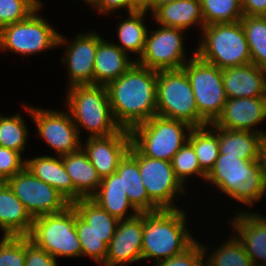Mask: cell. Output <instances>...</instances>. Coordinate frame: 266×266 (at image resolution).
Wrapping results in <instances>:
<instances>
[{"label": "cell", "mask_w": 266, "mask_h": 266, "mask_svg": "<svg viewBox=\"0 0 266 266\" xmlns=\"http://www.w3.org/2000/svg\"><path fill=\"white\" fill-rule=\"evenodd\" d=\"M231 225L254 266H266V217L242 210Z\"/></svg>", "instance_id": "obj_19"}, {"label": "cell", "mask_w": 266, "mask_h": 266, "mask_svg": "<svg viewBox=\"0 0 266 266\" xmlns=\"http://www.w3.org/2000/svg\"><path fill=\"white\" fill-rule=\"evenodd\" d=\"M173 0H152V13L160 6L167 4Z\"/></svg>", "instance_id": "obj_47"}, {"label": "cell", "mask_w": 266, "mask_h": 266, "mask_svg": "<svg viewBox=\"0 0 266 266\" xmlns=\"http://www.w3.org/2000/svg\"><path fill=\"white\" fill-rule=\"evenodd\" d=\"M33 118L38 134L57 156L78 151L82 147L80 134L68 112L25 106Z\"/></svg>", "instance_id": "obj_14"}, {"label": "cell", "mask_w": 266, "mask_h": 266, "mask_svg": "<svg viewBox=\"0 0 266 266\" xmlns=\"http://www.w3.org/2000/svg\"><path fill=\"white\" fill-rule=\"evenodd\" d=\"M27 237L55 259L62 256H82L72 204L61 212L33 218L32 228Z\"/></svg>", "instance_id": "obj_8"}, {"label": "cell", "mask_w": 266, "mask_h": 266, "mask_svg": "<svg viewBox=\"0 0 266 266\" xmlns=\"http://www.w3.org/2000/svg\"><path fill=\"white\" fill-rule=\"evenodd\" d=\"M77 214L87 222L108 246L113 238L119 219L110 215L91 198H81L72 203Z\"/></svg>", "instance_id": "obj_29"}, {"label": "cell", "mask_w": 266, "mask_h": 266, "mask_svg": "<svg viewBox=\"0 0 266 266\" xmlns=\"http://www.w3.org/2000/svg\"><path fill=\"white\" fill-rule=\"evenodd\" d=\"M227 99L266 97V69L252 63L222 70Z\"/></svg>", "instance_id": "obj_20"}, {"label": "cell", "mask_w": 266, "mask_h": 266, "mask_svg": "<svg viewBox=\"0 0 266 266\" xmlns=\"http://www.w3.org/2000/svg\"><path fill=\"white\" fill-rule=\"evenodd\" d=\"M21 115L3 116L0 114V146L18 152L25 151L27 127Z\"/></svg>", "instance_id": "obj_36"}, {"label": "cell", "mask_w": 266, "mask_h": 266, "mask_svg": "<svg viewBox=\"0 0 266 266\" xmlns=\"http://www.w3.org/2000/svg\"><path fill=\"white\" fill-rule=\"evenodd\" d=\"M138 162L141 180L149 200L160 209H177L173 199L184 194L182 183L177 179L172 164L167 160L143 156L132 144L128 151Z\"/></svg>", "instance_id": "obj_11"}, {"label": "cell", "mask_w": 266, "mask_h": 266, "mask_svg": "<svg viewBox=\"0 0 266 266\" xmlns=\"http://www.w3.org/2000/svg\"><path fill=\"white\" fill-rule=\"evenodd\" d=\"M262 17L265 19L266 21V12L262 15Z\"/></svg>", "instance_id": "obj_50"}, {"label": "cell", "mask_w": 266, "mask_h": 266, "mask_svg": "<svg viewBox=\"0 0 266 266\" xmlns=\"http://www.w3.org/2000/svg\"><path fill=\"white\" fill-rule=\"evenodd\" d=\"M99 13H111L115 10L127 8L128 13L131 12V0H96L92 5Z\"/></svg>", "instance_id": "obj_43"}, {"label": "cell", "mask_w": 266, "mask_h": 266, "mask_svg": "<svg viewBox=\"0 0 266 266\" xmlns=\"http://www.w3.org/2000/svg\"><path fill=\"white\" fill-rule=\"evenodd\" d=\"M25 266H57V261L25 236Z\"/></svg>", "instance_id": "obj_42"}, {"label": "cell", "mask_w": 266, "mask_h": 266, "mask_svg": "<svg viewBox=\"0 0 266 266\" xmlns=\"http://www.w3.org/2000/svg\"><path fill=\"white\" fill-rule=\"evenodd\" d=\"M147 12H129L128 19L120 20L118 24V37L122 45L116 44L122 51L132 52L140 58L144 51L148 29L143 24Z\"/></svg>", "instance_id": "obj_30"}, {"label": "cell", "mask_w": 266, "mask_h": 266, "mask_svg": "<svg viewBox=\"0 0 266 266\" xmlns=\"http://www.w3.org/2000/svg\"><path fill=\"white\" fill-rule=\"evenodd\" d=\"M33 218L7 183L0 186V228L3 236H27Z\"/></svg>", "instance_id": "obj_23"}, {"label": "cell", "mask_w": 266, "mask_h": 266, "mask_svg": "<svg viewBox=\"0 0 266 266\" xmlns=\"http://www.w3.org/2000/svg\"><path fill=\"white\" fill-rule=\"evenodd\" d=\"M41 4L40 0H0V29L26 19Z\"/></svg>", "instance_id": "obj_38"}, {"label": "cell", "mask_w": 266, "mask_h": 266, "mask_svg": "<svg viewBox=\"0 0 266 266\" xmlns=\"http://www.w3.org/2000/svg\"><path fill=\"white\" fill-rule=\"evenodd\" d=\"M258 162L262 171L263 181L266 187V135L262 137L259 144Z\"/></svg>", "instance_id": "obj_45"}, {"label": "cell", "mask_w": 266, "mask_h": 266, "mask_svg": "<svg viewBox=\"0 0 266 266\" xmlns=\"http://www.w3.org/2000/svg\"><path fill=\"white\" fill-rule=\"evenodd\" d=\"M42 4L26 19L0 29V49L21 55H34L57 47L59 33L39 16Z\"/></svg>", "instance_id": "obj_10"}, {"label": "cell", "mask_w": 266, "mask_h": 266, "mask_svg": "<svg viewBox=\"0 0 266 266\" xmlns=\"http://www.w3.org/2000/svg\"><path fill=\"white\" fill-rule=\"evenodd\" d=\"M185 213L180 208L143 213L142 259L158 263L181 254L196 241L185 227Z\"/></svg>", "instance_id": "obj_2"}, {"label": "cell", "mask_w": 266, "mask_h": 266, "mask_svg": "<svg viewBox=\"0 0 266 266\" xmlns=\"http://www.w3.org/2000/svg\"><path fill=\"white\" fill-rule=\"evenodd\" d=\"M66 100V109L78 133L81 132L79 127H83L90 133L89 137H105L121 129L113 117L106 86L98 84L71 86L68 88Z\"/></svg>", "instance_id": "obj_4"}, {"label": "cell", "mask_w": 266, "mask_h": 266, "mask_svg": "<svg viewBox=\"0 0 266 266\" xmlns=\"http://www.w3.org/2000/svg\"><path fill=\"white\" fill-rule=\"evenodd\" d=\"M245 16H262L266 12V0H241Z\"/></svg>", "instance_id": "obj_44"}, {"label": "cell", "mask_w": 266, "mask_h": 266, "mask_svg": "<svg viewBox=\"0 0 266 266\" xmlns=\"http://www.w3.org/2000/svg\"><path fill=\"white\" fill-rule=\"evenodd\" d=\"M158 72L137 62L118 79L106 85L116 123L131 130L156 115Z\"/></svg>", "instance_id": "obj_1"}, {"label": "cell", "mask_w": 266, "mask_h": 266, "mask_svg": "<svg viewBox=\"0 0 266 266\" xmlns=\"http://www.w3.org/2000/svg\"><path fill=\"white\" fill-rule=\"evenodd\" d=\"M127 55L113 42H107L102 38L94 58L93 84L106 86L122 76L136 62Z\"/></svg>", "instance_id": "obj_22"}, {"label": "cell", "mask_w": 266, "mask_h": 266, "mask_svg": "<svg viewBox=\"0 0 266 266\" xmlns=\"http://www.w3.org/2000/svg\"><path fill=\"white\" fill-rule=\"evenodd\" d=\"M0 266H25V236L1 237Z\"/></svg>", "instance_id": "obj_39"}, {"label": "cell", "mask_w": 266, "mask_h": 266, "mask_svg": "<svg viewBox=\"0 0 266 266\" xmlns=\"http://www.w3.org/2000/svg\"><path fill=\"white\" fill-rule=\"evenodd\" d=\"M37 156L26 159L25 167L38 179L57 189L71 204L74 202V185L65 170L62 156Z\"/></svg>", "instance_id": "obj_24"}, {"label": "cell", "mask_w": 266, "mask_h": 266, "mask_svg": "<svg viewBox=\"0 0 266 266\" xmlns=\"http://www.w3.org/2000/svg\"><path fill=\"white\" fill-rule=\"evenodd\" d=\"M266 119V97H244L227 99L222 113L213 123L226 130H241L260 133L253 127Z\"/></svg>", "instance_id": "obj_18"}, {"label": "cell", "mask_w": 266, "mask_h": 266, "mask_svg": "<svg viewBox=\"0 0 266 266\" xmlns=\"http://www.w3.org/2000/svg\"><path fill=\"white\" fill-rule=\"evenodd\" d=\"M250 55L251 63L266 69V21L262 16H245L241 18Z\"/></svg>", "instance_id": "obj_32"}, {"label": "cell", "mask_w": 266, "mask_h": 266, "mask_svg": "<svg viewBox=\"0 0 266 266\" xmlns=\"http://www.w3.org/2000/svg\"><path fill=\"white\" fill-rule=\"evenodd\" d=\"M207 257L206 266H254L237 236H233Z\"/></svg>", "instance_id": "obj_34"}, {"label": "cell", "mask_w": 266, "mask_h": 266, "mask_svg": "<svg viewBox=\"0 0 266 266\" xmlns=\"http://www.w3.org/2000/svg\"><path fill=\"white\" fill-rule=\"evenodd\" d=\"M86 2V4H90L91 6L96 2V0H83Z\"/></svg>", "instance_id": "obj_48"}, {"label": "cell", "mask_w": 266, "mask_h": 266, "mask_svg": "<svg viewBox=\"0 0 266 266\" xmlns=\"http://www.w3.org/2000/svg\"><path fill=\"white\" fill-rule=\"evenodd\" d=\"M218 133L219 154L238 156L244 160H258L259 144L263 137L260 133L241 130H226L210 125Z\"/></svg>", "instance_id": "obj_28"}, {"label": "cell", "mask_w": 266, "mask_h": 266, "mask_svg": "<svg viewBox=\"0 0 266 266\" xmlns=\"http://www.w3.org/2000/svg\"><path fill=\"white\" fill-rule=\"evenodd\" d=\"M207 126L192 128L187 141L206 175L213 169L219 155L218 133L215 129L208 130Z\"/></svg>", "instance_id": "obj_31"}, {"label": "cell", "mask_w": 266, "mask_h": 266, "mask_svg": "<svg viewBox=\"0 0 266 266\" xmlns=\"http://www.w3.org/2000/svg\"><path fill=\"white\" fill-rule=\"evenodd\" d=\"M101 208L119 220L130 219L139 214L123 190L122 177L116 172L102 178L98 191L91 197ZM133 209L129 216L128 209Z\"/></svg>", "instance_id": "obj_26"}, {"label": "cell", "mask_w": 266, "mask_h": 266, "mask_svg": "<svg viewBox=\"0 0 266 266\" xmlns=\"http://www.w3.org/2000/svg\"><path fill=\"white\" fill-rule=\"evenodd\" d=\"M133 11L152 13V0H131V12Z\"/></svg>", "instance_id": "obj_46"}, {"label": "cell", "mask_w": 266, "mask_h": 266, "mask_svg": "<svg viewBox=\"0 0 266 266\" xmlns=\"http://www.w3.org/2000/svg\"><path fill=\"white\" fill-rule=\"evenodd\" d=\"M64 167L74 185V202L91 198L101 184L102 178L81 147L78 151L62 156Z\"/></svg>", "instance_id": "obj_21"}, {"label": "cell", "mask_w": 266, "mask_h": 266, "mask_svg": "<svg viewBox=\"0 0 266 266\" xmlns=\"http://www.w3.org/2000/svg\"><path fill=\"white\" fill-rule=\"evenodd\" d=\"M75 228L82 248V256H90L98 263H104L107 256V245L91 226L75 210Z\"/></svg>", "instance_id": "obj_35"}, {"label": "cell", "mask_w": 266, "mask_h": 266, "mask_svg": "<svg viewBox=\"0 0 266 266\" xmlns=\"http://www.w3.org/2000/svg\"><path fill=\"white\" fill-rule=\"evenodd\" d=\"M204 38L195 54L220 69L251 63L250 50L241 21L218 23L203 28Z\"/></svg>", "instance_id": "obj_5"}, {"label": "cell", "mask_w": 266, "mask_h": 266, "mask_svg": "<svg viewBox=\"0 0 266 266\" xmlns=\"http://www.w3.org/2000/svg\"><path fill=\"white\" fill-rule=\"evenodd\" d=\"M116 173L122 177L123 190L128 200L139 213L158 211L149 200L148 193L142 183L137 160L127 152L120 160Z\"/></svg>", "instance_id": "obj_27"}, {"label": "cell", "mask_w": 266, "mask_h": 266, "mask_svg": "<svg viewBox=\"0 0 266 266\" xmlns=\"http://www.w3.org/2000/svg\"><path fill=\"white\" fill-rule=\"evenodd\" d=\"M102 39L97 32L79 34L70 43L59 33L57 47L67 44L66 55L62 63L68 67L69 87L75 85L93 84V66L97 46ZM66 42V43H65ZM61 44V45H60Z\"/></svg>", "instance_id": "obj_15"}, {"label": "cell", "mask_w": 266, "mask_h": 266, "mask_svg": "<svg viewBox=\"0 0 266 266\" xmlns=\"http://www.w3.org/2000/svg\"><path fill=\"white\" fill-rule=\"evenodd\" d=\"M83 150L101 178L115 173L120 160L131 146L130 130L121 128L105 137H87Z\"/></svg>", "instance_id": "obj_16"}, {"label": "cell", "mask_w": 266, "mask_h": 266, "mask_svg": "<svg viewBox=\"0 0 266 266\" xmlns=\"http://www.w3.org/2000/svg\"><path fill=\"white\" fill-rule=\"evenodd\" d=\"M182 69L190 80L199 116L208 125L214 123L227 102L222 69L195 53Z\"/></svg>", "instance_id": "obj_9"}, {"label": "cell", "mask_w": 266, "mask_h": 266, "mask_svg": "<svg viewBox=\"0 0 266 266\" xmlns=\"http://www.w3.org/2000/svg\"><path fill=\"white\" fill-rule=\"evenodd\" d=\"M143 213L120 220L107 247L105 266H124L142 260Z\"/></svg>", "instance_id": "obj_17"}, {"label": "cell", "mask_w": 266, "mask_h": 266, "mask_svg": "<svg viewBox=\"0 0 266 266\" xmlns=\"http://www.w3.org/2000/svg\"><path fill=\"white\" fill-rule=\"evenodd\" d=\"M149 32L144 51L136 62L157 72L182 69L187 63L181 36L183 30L160 25L157 30Z\"/></svg>", "instance_id": "obj_13"}, {"label": "cell", "mask_w": 266, "mask_h": 266, "mask_svg": "<svg viewBox=\"0 0 266 266\" xmlns=\"http://www.w3.org/2000/svg\"><path fill=\"white\" fill-rule=\"evenodd\" d=\"M206 181L239 203L252 206L266 194L258 160H244L238 156L219 154Z\"/></svg>", "instance_id": "obj_3"}, {"label": "cell", "mask_w": 266, "mask_h": 266, "mask_svg": "<svg viewBox=\"0 0 266 266\" xmlns=\"http://www.w3.org/2000/svg\"><path fill=\"white\" fill-rule=\"evenodd\" d=\"M153 17L161 26L186 30L193 25L205 27L200 0H173L158 7Z\"/></svg>", "instance_id": "obj_25"}, {"label": "cell", "mask_w": 266, "mask_h": 266, "mask_svg": "<svg viewBox=\"0 0 266 266\" xmlns=\"http://www.w3.org/2000/svg\"><path fill=\"white\" fill-rule=\"evenodd\" d=\"M171 164L177 179L183 186L186 178L194 174L206 180L207 175L201 170L194 149L188 142L173 156Z\"/></svg>", "instance_id": "obj_37"}, {"label": "cell", "mask_w": 266, "mask_h": 266, "mask_svg": "<svg viewBox=\"0 0 266 266\" xmlns=\"http://www.w3.org/2000/svg\"><path fill=\"white\" fill-rule=\"evenodd\" d=\"M192 128L186 122L155 115L130 130L131 144L145 157L171 162Z\"/></svg>", "instance_id": "obj_6"}, {"label": "cell", "mask_w": 266, "mask_h": 266, "mask_svg": "<svg viewBox=\"0 0 266 266\" xmlns=\"http://www.w3.org/2000/svg\"><path fill=\"white\" fill-rule=\"evenodd\" d=\"M205 26L238 22L243 17L241 0H200Z\"/></svg>", "instance_id": "obj_33"}, {"label": "cell", "mask_w": 266, "mask_h": 266, "mask_svg": "<svg viewBox=\"0 0 266 266\" xmlns=\"http://www.w3.org/2000/svg\"><path fill=\"white\" fill-rule=\"evenodd\" d=\"M6 183L32 218L58 213L71 205L57 189L35 177L26 167Z\"/></svg>", "instance_id": "obj_12"}, {"label": "cell", "mask_w": 266, "mask_h": 266, "mask_svg": "<svg viewBox=\"0 0 266 266\" xmlns=\"http://www.w3.org/2000/svg\"><path fill=\"white\" fill-rule=\"evenodd\" d=\"M21 154L16 150L0 146V176L5 181L25 168L26 159H23Z\"/></svg>", "instance_id": "obj_41"}, {"label": "cell", "mask_w": 266, "mask_h": 266, "mask_svg": "<svg viewBox=\"0 0 266 266\" xmlns=\"http://www.w3.org/2000/svg\"><path fill=\"white\" fill-rule=\"evenodd\" d=\"M5 183H6V181L0 176V186L5 184Z\"/></svg>", "instance_id": "obj_49"}, {"label": "cell", "mask_w": 266, "mask_h": 266, "mask_svg": "<svg viewBox=\"0 0 266 266\" xmlns=\"http://www.w3.org/2000/svg\"><path fill=\"white\" fill-rule=\"evenodd\" d=\"M207 251L206 245H201V243L195 241L181 254L162 260L156 263L155 266H206L204 257H206Z\"/></svg>", "instance_id": "obj_40"}, {"label": "cell", "mask_w": 266, "mask_h": 266, "mask_svg": "<svg viewBox=\"0 0 266 266\" xmlns=\"http://www.w3.org/2000/svg\"><path fill=\"white\" fill-rule=\"evenodd\" d=\"M156 115L186 122L193 128L208 125L198 114L192 86L183 69L158 72Z\"/></svg>", "instance_id": "obj_7"}]
</instances>
